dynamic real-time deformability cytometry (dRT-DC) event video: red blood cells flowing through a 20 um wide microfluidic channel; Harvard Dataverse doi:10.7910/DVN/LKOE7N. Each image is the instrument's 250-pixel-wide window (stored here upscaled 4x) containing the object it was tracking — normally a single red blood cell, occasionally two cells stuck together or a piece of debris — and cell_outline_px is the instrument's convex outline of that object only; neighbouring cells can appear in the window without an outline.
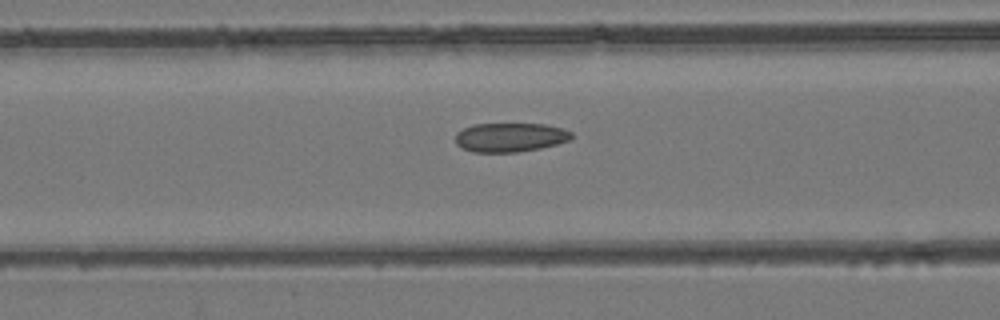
{"species": "common noctule bat (a hibernating species)", "species_latin": "Nyctalus noctula", "temperature_condition": "room temperature", "stored_images_in_passage": 23, "camera_frame_rate_fps": 3000, "um_per_image_px": 0.085, "animal": {"sex": "female", "body_mass_g": 24.6, "forearm_length_mm": 56.2}, "frame": {"image": 1, "passage_image": 11, "time_ms": 3.333, "image_size_px": [1000, 320], "cell_outline_px": [[572, 136], [568, 140], [556, 144], [540, 148], [516, 152], [472, 152], [460, 148], [456, 144], [456, 132], [472, 124], [544, 124], [560, 128], [572, 132]], "centroid_in_image_um": [43.3, 11.67], "position_along_channel_um": 123.3, "area_um2": 19.59}}